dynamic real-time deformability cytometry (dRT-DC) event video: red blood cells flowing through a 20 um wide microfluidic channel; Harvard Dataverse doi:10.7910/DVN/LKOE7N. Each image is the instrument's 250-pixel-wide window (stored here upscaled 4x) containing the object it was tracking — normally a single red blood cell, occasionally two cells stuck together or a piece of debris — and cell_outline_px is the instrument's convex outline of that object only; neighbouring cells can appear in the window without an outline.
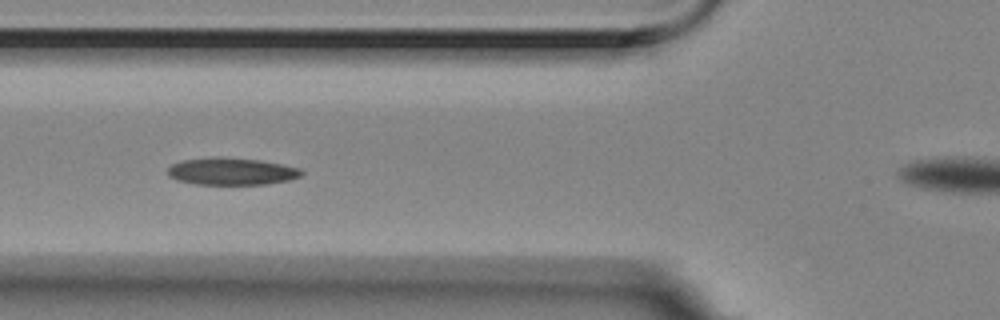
{"species": "Egyptian fruit bat (a non-hibernating species)", "species_latin": "Rousettus aegyptiacus", "temperature_condition": "room temperature", "stored_images_in_passage": 15, "camera_frame_rate_fps": 3000, "um_per_image_px": 0.085, "animal": {"sex": "female"}, "frame": {"image": 1, "passage_image": 5, "time_ms": 1.333, "image_size_px": [1000, 320], "cell_outline_px": [[304, 172], [300, 176], [288, 180], [268, 184], [196, 184], [176, 180], [168, 176], [168, 168], [172, 164], [180, 160], [212, 156], [224, 156], [260, 160], [300, 168]], "centroid_in_image_um": [19.64, 14.55], "position_along_channel_um": 106.2, "area_um2": 21.44}}
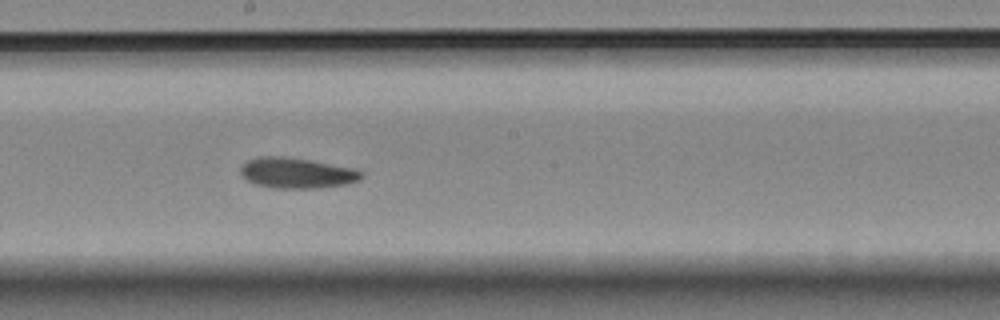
{"frame": {"image": 2, "passage_image": 8, "time_ms": 2.333, "image_size_px": [1000, 320], "cell_outline_px": [[364, 176], [360, 180], [348, 184], [320, 188], [272, 188], [256, 184], [240, 176], [240, 168], [248, 160], [260, 156], [284, 156], [356, 168], [364, 172]], "centroid_in_image_um": [25.26, 14.71], "position_along_channel_um": 222.9, "area_um2": 21.73}}
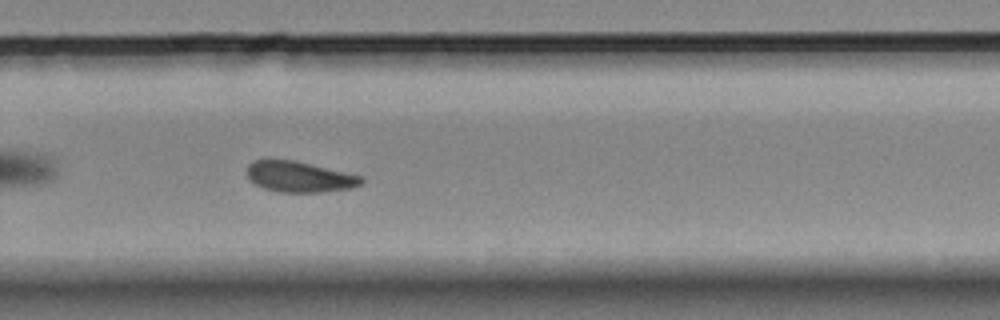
{"frame": {"image": 3, "passage_image": 10, "time_ms": 3.0, "image_size_px": [1000, 320], "cell_outline_px": [[364, 180], [360, 184], [352, 188], [320, 192], [276, 192], [264, 188], [256, 184], [248, 176], [248, 164], [252, 160], [268, 156], [296, 160], [364, 176]], "centroid_in_image_um": [25.42, 14.97], "position_along_channel_um": 304.4, "area_um2": 21.15}}